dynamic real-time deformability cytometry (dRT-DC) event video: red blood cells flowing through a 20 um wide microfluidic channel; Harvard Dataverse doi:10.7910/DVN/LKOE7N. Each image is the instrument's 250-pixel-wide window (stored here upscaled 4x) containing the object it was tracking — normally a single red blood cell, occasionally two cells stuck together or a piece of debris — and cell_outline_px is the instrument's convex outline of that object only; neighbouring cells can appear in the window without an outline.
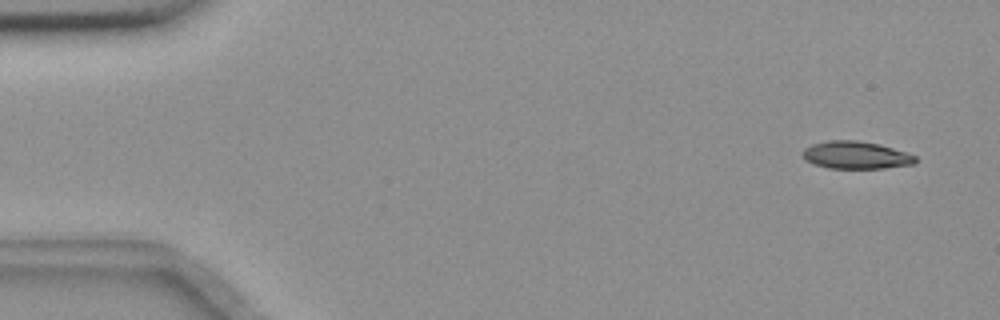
{"species": "common noctule bat (a hibernating species)", "species_latin": "Nyctalus noctula", "temperature_condition": "room temperature", "stored_images_in_passage": 53, "camera_frame_rate_fps": 3000, "um_per_image_px": 0.085, "animal": {"sex": "female", "body_mass_g": 18.4}, "frame": {"image": 1, "passage_image": 1, "time_ms": 0.0, "image_size_px": [1000, 320], "cell_outline_px": [[916, 164], [884, 168], [828, 168], [812, 164], [804, 160], [800, 152], [804, 148], [812, 144], [828, 140], [856, 140], [880, 144], [916, 156]], "centroid_in_image_um": [72.69, 13.18], "position_along_channel_um": 12.3, "area_um2": 18.26}}
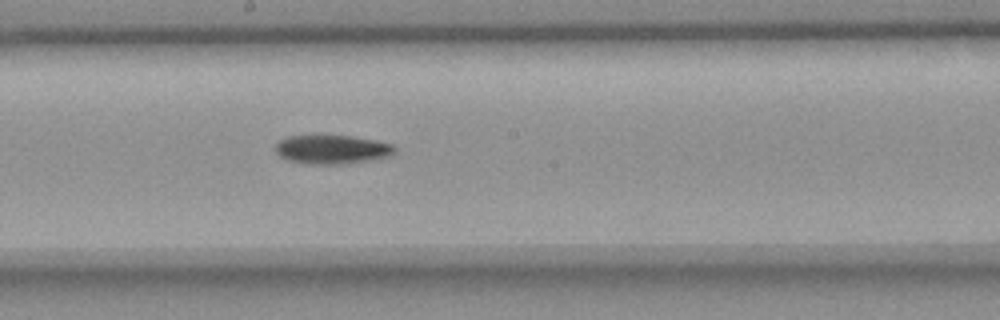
{"frame": {"image": 2, "passage_image": 28, "time_ms": 9.0, "image_size_px": [1000, 320], "cell_outline_px": [[396, 152], [392, 156], [372, 160], [340, 164], [308, 164], [288, 160], [280, 156], [276, 152], [276, 144], [280, 140], [288, 136], [316, 132], [352, 136], [376, 140], [392, 144], [396, 148]], "centroid_in_image_um": [28.22, 12.65], "position_along_channel_um": 220.0, "area_um2": 21.04}}
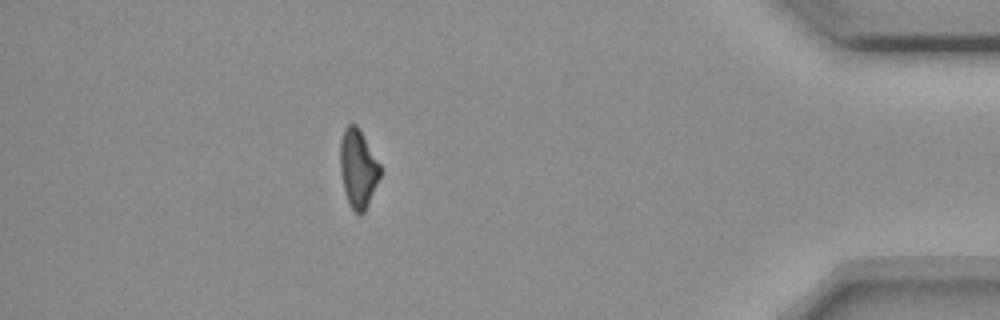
{"frame": {"image": 3, "passage_image": 47, "time_ms": 15.333, "image_size_px": [1000, 320], "cell_outline_px": [[380, 176], [368, 204], [364, 212], [360, 216], [348, 204], [344, 192], [340, 172], [340, 144], [344, 128], [348, 124], [356, 124], [380, 164]], "centroid_in_image_um": [30.41, 14.34], "position_along_channel_um": 404.8, "area_um2": 18.15}, "authors_computed_cell_mechanics": {"area_um2": 19.4208, "velocity_mm_per_s": 3.657, "shape_relaxation_time_tau1_ms": 4.5268, "shape_relaxation_time_tau2_ms": null, "deformation_change_tau1": 0.14, "deformation_change_tau2": null}}